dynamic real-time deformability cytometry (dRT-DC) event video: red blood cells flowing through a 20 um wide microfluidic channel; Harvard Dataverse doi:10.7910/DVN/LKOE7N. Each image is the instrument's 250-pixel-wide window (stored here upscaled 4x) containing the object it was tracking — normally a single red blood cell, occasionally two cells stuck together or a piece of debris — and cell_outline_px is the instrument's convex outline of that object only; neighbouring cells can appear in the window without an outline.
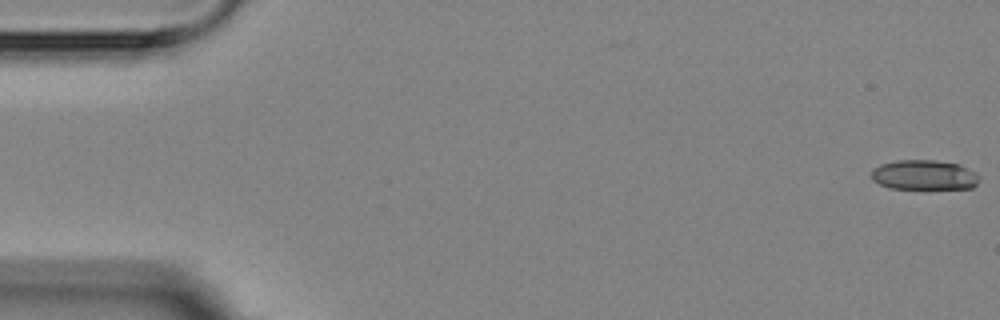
{"species": "Egyptian fruit bat (a non-hibernating species)", "species_latin": "Rousettus aegyptiacus", "temperature_condition": "room temperature", "stored_images_in_passage": 6, "camera_frame_rate_fps": 3000, "um_per_image_px": 0.085, "animal": {"sex": "female"}, "frame": {"image": 1, "passage_image": 1, "time_ms": 0.0, "image_size_px": [1000, 320], "cell_outline_px": [[980, 176], [976, 184], [972, 188], [888, 188], [872, 180], [872, 168], [880, 164], [896, 160], [936, 160], [960, 164], [976, 172]], "centroid_in_image_um": [78.55, 14.86], "position_along_channel_um": 6.5, "area_um2": 18.84}}
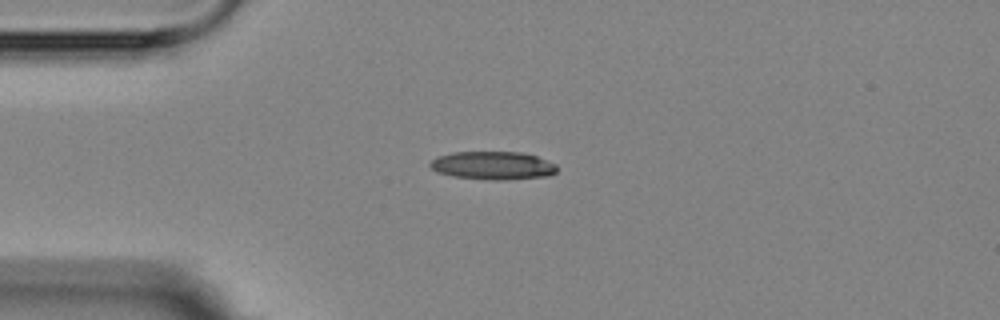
{"frame": {"image": 2, "passage_image": 4, "time_ms": 4.333, "image_size_px": [1000, 320], "cell_outline_px": [[556, 172], [548, 176], [504, 180], [496, 180], [452, 176], [436, 172], [428, 164], [436, 156], [452, 152], [520, 152], [536, 156], [556, 164]], "centroid_in_image_um": [41.87, 14.06], "position_along_channel_um": 43.1, "area_um2": 20.81}}
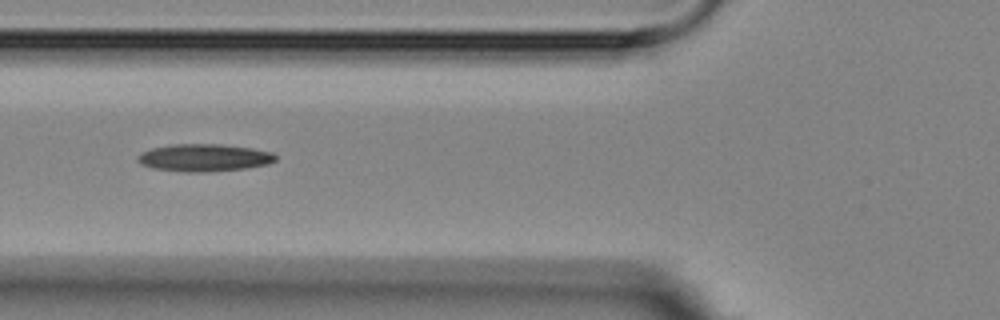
{"frame": {"image": 3, "passage_image": 6, "time_ms": 6.667, "image_size_px": [1000, 320], "cell_outline_px": [[276, 160], [268, 164], [248, 168], [208, 172], [184, 172], [152, 168], [140, 164], [136, 160], [136, 156], [152, 148], [172, 144], [220, 144], [252, 148], [272, 152], [276, 156]], "centroid_in_image_um": [17.35, 13.41], "position_along_channel_um": 108.5, "area_um2": 22.2}}